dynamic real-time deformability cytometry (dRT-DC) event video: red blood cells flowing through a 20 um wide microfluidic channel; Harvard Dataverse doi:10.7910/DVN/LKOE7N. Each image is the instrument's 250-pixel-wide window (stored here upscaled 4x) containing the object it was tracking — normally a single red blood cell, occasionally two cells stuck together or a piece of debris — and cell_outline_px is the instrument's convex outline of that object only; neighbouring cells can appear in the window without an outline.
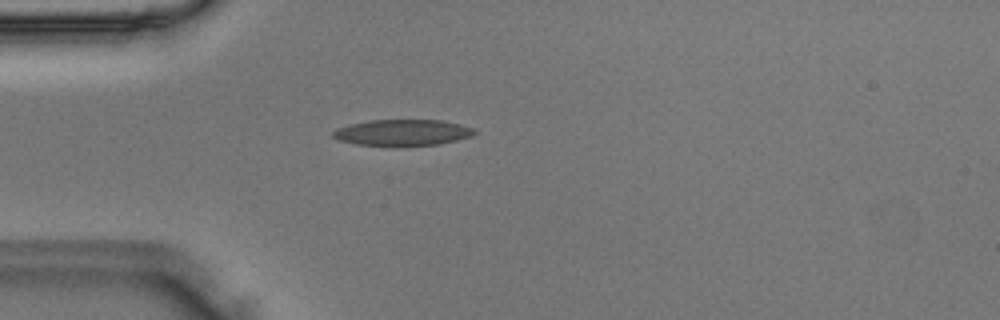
{"species": "Egyptian fruit bat (a non-hibernating species)", "species_latin": "Rousettus aegyptiacus", "temperature_condition": "room temperature", "stored_images_in_passage": 40, "camera_frame_rate_fps": 3000, "um_per_image_px": 0.085, "animal": {"sex": "male"}, "frame": {"image": 1, "passage_image": 5, "time_ms": 1.333, "image_size_px": [1000, 320], "cell_outline_px": [[476, 132], [472, 136], [440, 144], [400, 148], [356, 144], [336, 140], [332, 136], [332, 132], [336, 128], [352, 124], [372, 120], [440, 120], [460, 124], [472, 128]], "centroid_in_image_um": [34.18, 11.3], "position_along_channel_um": 50.8, "area_um2": 22.14}}
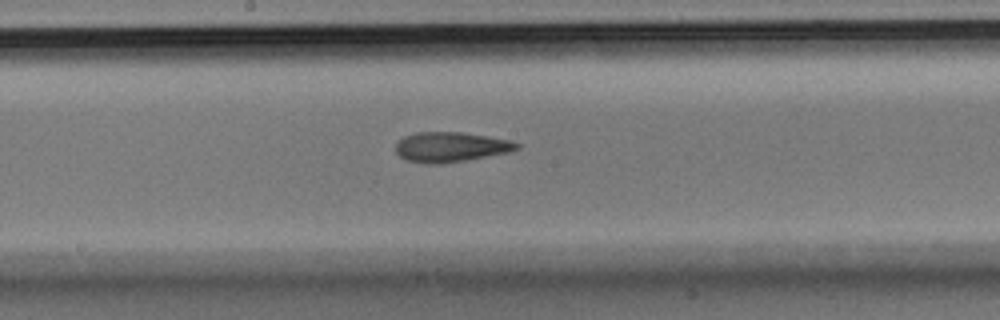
{"frame": {"image": 2, "passage_image": 17, "time_ms": 5.333, "image_size_px": [1000, 320], "cell_outline_px": [[520, 148], [508, 152], [464, 160], [440, 164], [432, 164], [408, 160], [400, 156], [396, 152], [396, 144], [404, 136], [416, 132], [464, 132], [488, 136], [508, 140], [520, 144]], "centroid_in_image_um": [38.3, 12.48], "position_along_channel_um": 209.9, "area_um2": 20.87}}
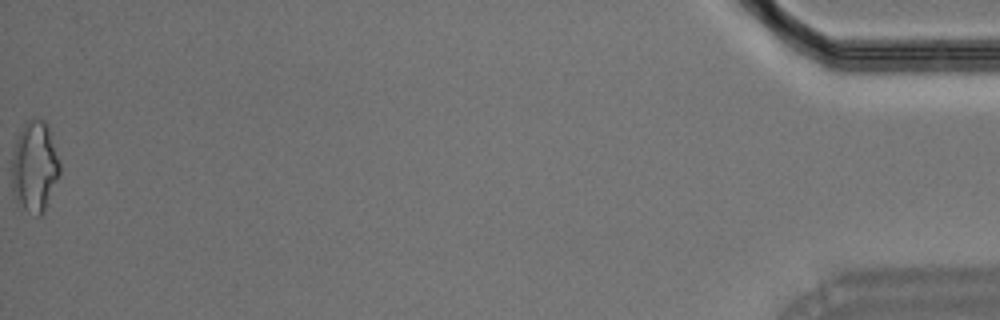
{"frame": {"image": 3, "passage_image": 40, "time_ms": 13.0, "image_size_px": [1000, 320], "cell_outline_px": [[60, 176], [44, 212], [40, 216], [36, 216], [24, 208], [12, 196], [12, 156], [16, 140], [24, 124], [28, 120], [36, 116], [44, 120], [48, 124], [60, 160]], "centroid_in_image_um": [2.97, 14.15], "position_along_channel_um": 432.2, "area_um2": 25.84}}